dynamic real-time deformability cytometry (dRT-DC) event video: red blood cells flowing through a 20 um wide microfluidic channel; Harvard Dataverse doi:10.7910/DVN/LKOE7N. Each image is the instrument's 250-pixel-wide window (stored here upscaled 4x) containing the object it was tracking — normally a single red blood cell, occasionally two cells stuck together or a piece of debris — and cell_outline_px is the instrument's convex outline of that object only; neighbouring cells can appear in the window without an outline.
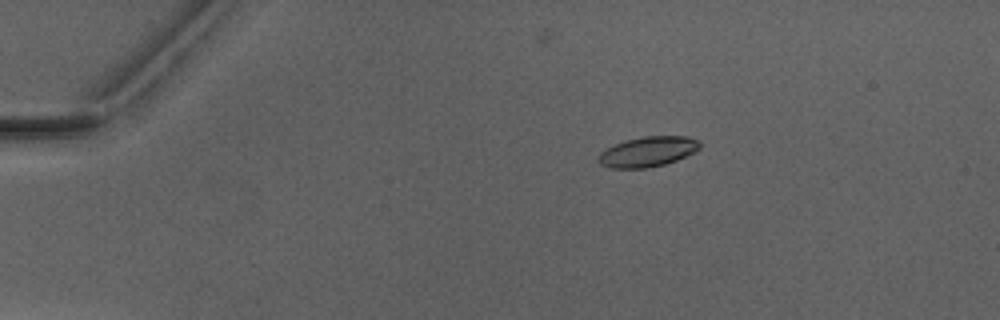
{"species": "Egyptian fruit bat (a non-hibernating species)", "species_latin": "Rousettus aegyptiacus", "temperature_condition": "warm", "stored_images_in_passage": 5, "camera_frame_rate_fps": 3000, "um_per_image_px": 0.085, "animal": {"sex": "male"}, "frame": {"image": 1, "passage_image": 3, "time_ms": 2.667, "image_size_px": [1000, 320], "cell_outline_px": [[700, 148], [696, 152], [676, 160], [664, 164], [648, 168], [608, 168], [600, 164], [596, 160], [600, 152], [616, 144], [628, 140], [644, 136], [688, 136], [700, 140]], "centroid_in_image_um": [55.08, 12.9], "position_along_channel_um": 29.9, "area_um2": 17.86}}